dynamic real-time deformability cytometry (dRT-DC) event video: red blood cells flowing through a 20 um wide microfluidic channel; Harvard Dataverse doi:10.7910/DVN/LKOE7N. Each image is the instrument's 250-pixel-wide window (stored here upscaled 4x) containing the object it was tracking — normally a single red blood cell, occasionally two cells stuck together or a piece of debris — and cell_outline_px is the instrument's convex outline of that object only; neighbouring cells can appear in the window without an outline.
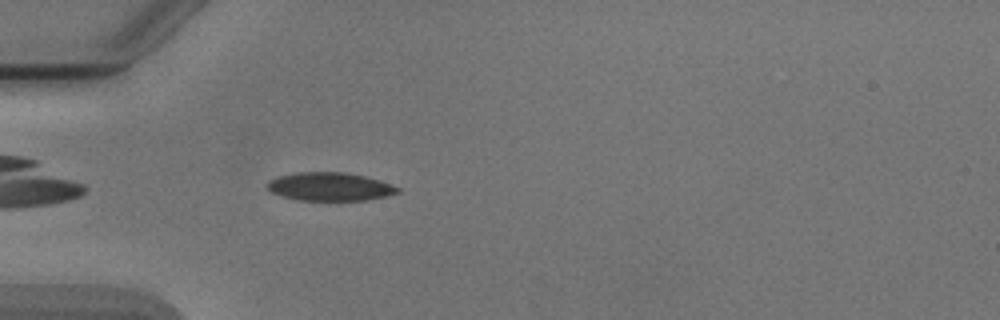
{"species": "Egyptian fruit bat (a non-hibernating species)", "species_latin": "Rousettus aegyptiacus", "temperature_condition": "cold", "stored_images_in_passage": 33, "camera_frame_rate_fps": 3000, "um_per_image_px": 0.085, "animal": {"sex": "male"}, "frame": {"image": 1, "passage_image": 3, "time_ms": 0.667, "image_size_px": [1000, 320], "cell_outline_px": [[400, 192], [384, 196], [364, 200], [300, 200], [284, 196], [272, 192], [264, 184], [268, 180], [280, 176], [296, 172], [344, 172], [364, 176], [400, 188]], "centroid_in_image_um": [27.98, 15.86], "position_along_channel_um": 57.0, "area_um2": 21.15}}
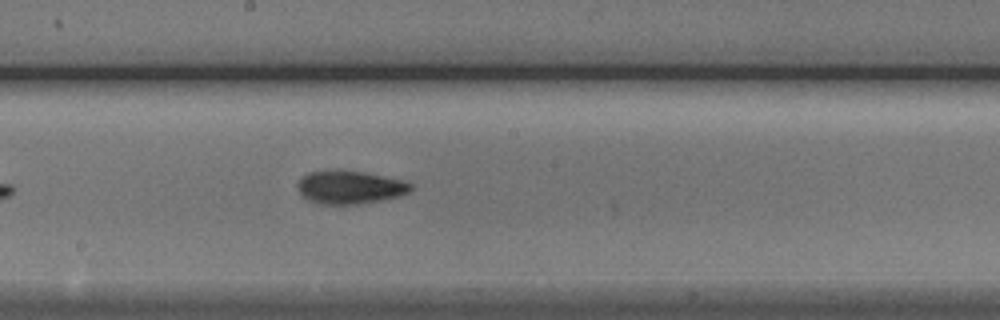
{"frame": {"image": 2, "passage_image": 16, "time_ms": 5.0, "image_size_px": [1000, 320], "cell_outline_px": [[412, 188], [408, 192], [400, 196], [360, 204], [324, 204], [308, 200], [300, 192], [300, 180], [308, 172], [336, 168], [364, 172], [404, 180], [412, 184]], "centroid_in_image_um": [29.77, 15.89], "position_along_channel_um": 218.4, "area_um2": 21.91}}
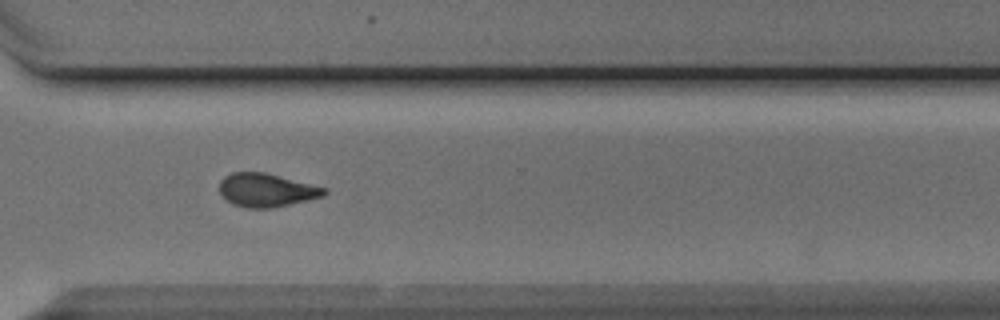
{"frame": {"image": 3, "passage_image": 26, "time_ms": 8.333, "image_size_px": [1000, 320], "cell_outline_px": [[328, 192], [324, 196], [308, 200], [272, 208], [248, 208], [232, 204], [220, 192], [220, 180], [224, 176], [232, 172], [264, 172], [328, 188]], "centroid_in_image_um": [22.67, 16.16], "position_along_channel_um": 347.9, "area_um2": 20.4}, "authors_computed_cell_mechanics": {"area_um2": 21.1548, "velocity_mm_per_s": 3.8899, "shape_relaxation_time_tau1_ms": 3.4135, "shape_relaxation_time_tau2_ms": 3.4598, "deformation_change_tau1": 0.1216, "deformation_change_tau2": 0.0953}}